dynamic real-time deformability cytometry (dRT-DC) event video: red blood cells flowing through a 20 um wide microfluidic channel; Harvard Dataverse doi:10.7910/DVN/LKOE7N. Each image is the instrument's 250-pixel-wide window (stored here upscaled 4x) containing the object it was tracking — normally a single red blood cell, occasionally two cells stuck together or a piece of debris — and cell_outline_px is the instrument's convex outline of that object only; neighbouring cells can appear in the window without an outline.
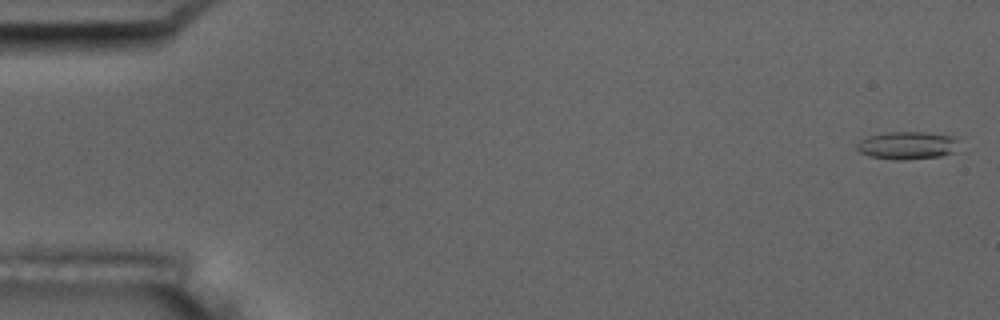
{"species": "common noctule bat (a hibernating species)", "species_latin": "Nyctalus noctula", "temperature_condition": "room temperature", "stored_images_in_passage": 5, "camera_frame_rate_fps": 3000, "um_per_image_px": 0.085, "animal": {"sex": "male", "body_mass_g": 17.5, "forearm_length_mm": 52.3}, "frame": {"image": 1, "passage_image": 1, "time_ms": 0.0, "image_size_px": [1000, 320], "cell_outline_px": [[956, 140], [952, 152], [940, 156], [904, 160], [892, 160], [868, 156], [860, 152], [856, 148], [856, 144], [860, 140], [868, 136], [888, 132], [924, 132], [952, 136]], "centroid_in_image_um": [77.02, 12.36], "position_along_channel_um": 8.0, "area_um2": 16.3}}